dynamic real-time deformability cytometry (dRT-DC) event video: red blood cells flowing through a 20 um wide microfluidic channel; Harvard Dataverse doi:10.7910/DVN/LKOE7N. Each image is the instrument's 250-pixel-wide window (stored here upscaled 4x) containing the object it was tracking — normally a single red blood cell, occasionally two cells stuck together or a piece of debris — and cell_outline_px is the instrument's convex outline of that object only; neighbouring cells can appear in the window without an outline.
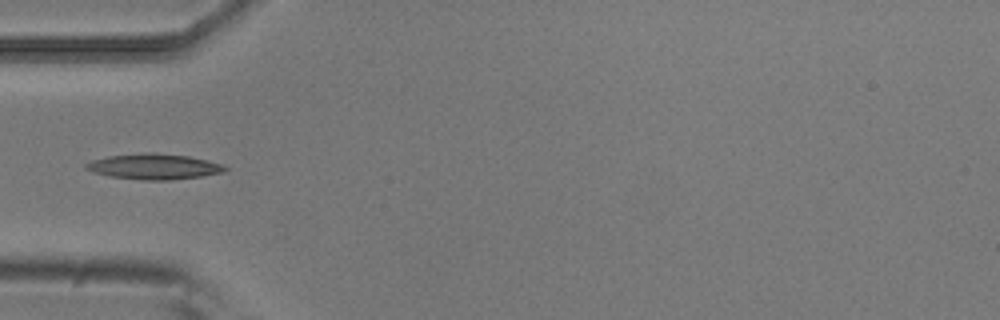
{"species": "common noctule bat (a hibernating species)", "species_latin": "Nyctalus noctula", "temperature_condition": "room temperature", "stored_images_in_passage": 5, "camera_frame_rate_fps": 3000, "um_per_image_px": 0.085, "animal": {"sex": "male", "body_mass_g": 20.5, "forearm_length_mm": 52.5}, "frame": {"image": 1, "passage_image": 4, "time_ms": 1.0, "image_size_px": [1000, 320], "cell_outline_px": [[228, 168], [224, 172], [200, 176], [168, 180], [144, 180], [108, 176], [92, 172], [84, 168], [84, 164], [92, 160], [108, 156], [148, 152], [152, 152], [188, 156], [208, 160], [224, 164]], "centroid_in_image_um": [13.08, 14.15], "position_along_channel_um": 71.9, "area_um2": 20.75}}
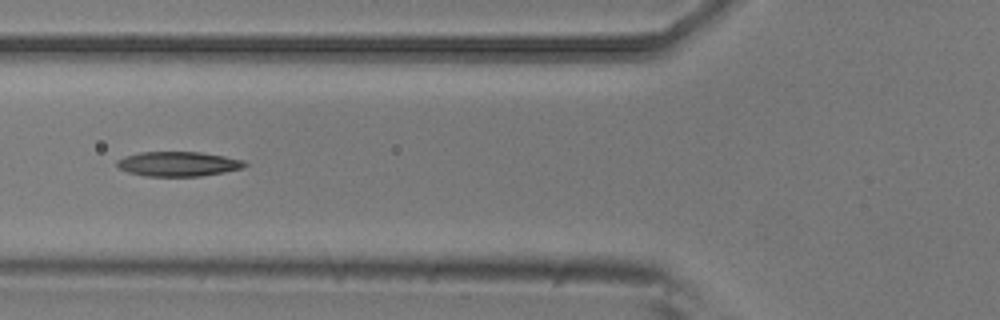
{"frame": {"image": 2, "passage_image": 5, "time_ms": 1.333, "image_size_px": [1000, 320], "cell_outline_px": [[248, 164], [244, 168], [224, 172], [200, 176], [144, 176], [128, 172], [120, 168], [116, 164], [116, 160], [124, 156], [140, 152], [200, 152], [224, 156], [244, 160]], "centroid_in_image_um": [15.15, 13.93], "position_along_channel_um": 110.6, "area_um2": 18.44}}